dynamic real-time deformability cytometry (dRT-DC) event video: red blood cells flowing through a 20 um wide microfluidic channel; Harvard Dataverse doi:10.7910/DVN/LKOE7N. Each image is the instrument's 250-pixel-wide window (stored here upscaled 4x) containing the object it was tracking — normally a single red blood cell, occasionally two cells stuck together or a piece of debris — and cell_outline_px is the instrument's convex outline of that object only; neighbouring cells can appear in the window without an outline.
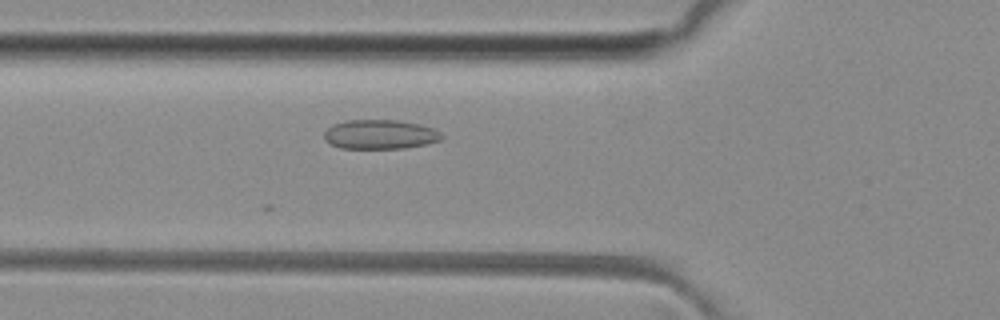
{"species": "common noctule bat (a hibernating species)", "species_latin": "Nyctalus noctula", "temperature_condition": "room temperature", "stored_images_in_passage": 34, "camera_frame_rate_fps": 3000, "um_per_image_px": 0.085, "animal": {"sex": "female", "body_mass_g": 29.2, "forearm_length_mm": 56.3}, "frame": {"image": 1, "passage_image": 18, "time_ms": 5.667, "image_size_px": [1000, 320], "cell_outline_px": [[444, 136], [440, 140], [428, 144], [404, 148], [340, 148], [324, 140], [324, 132], [332, 124], [344, 120], [396, 120], [420, 124], [432, 128], [440, 132]], "centroid_in_image_um": [32.3, 11.42], "position_along_channel_um": 93.5, "area_um2": 20.17}}
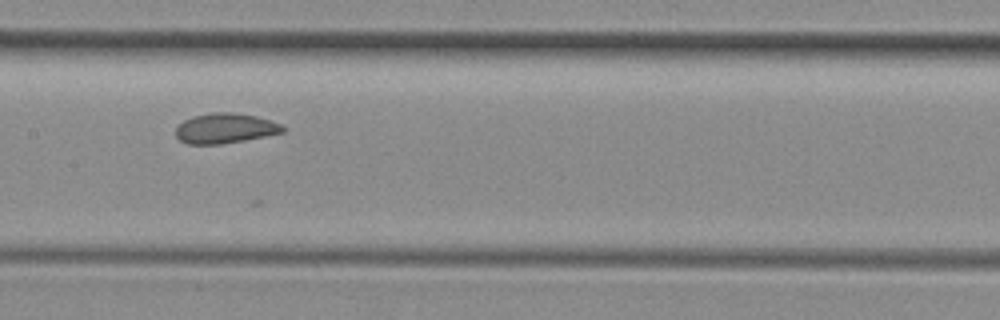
{"frame": {"image": 2, "passage_image": 25, "time_ms": 8.0, "image_size_px": [1000, 320], "cell_outline_px": [[288, 128], [284, 132], [244, 140], [220, 144], [188, 144], [180, 140], [176, 136], [176, 128], [184, 120], [192, 116], [212, 112], [232, 112], [256, 116], [272, 120]], "centroid_in_image_um": [19.16, 10.9], "position_along_channel_um": 188.2, "area_um2": 18.79}}
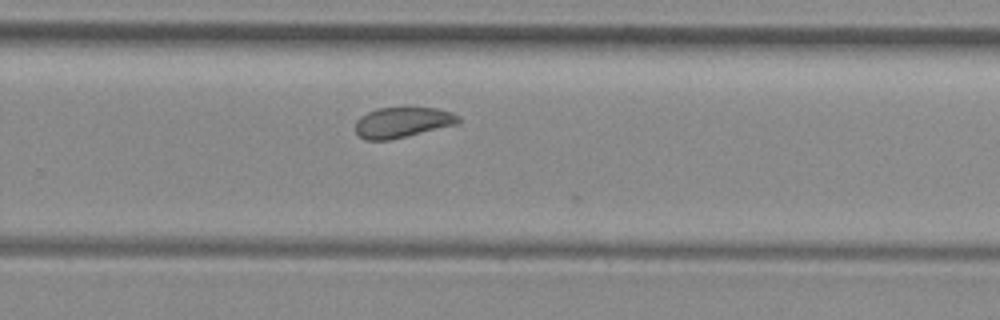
{"frame": {"image": 3, "passage_image": 33, "time_ms": 10.667, "image_size_px": [1000, 320], "cell_outline_px": [[460, 120], [456, 124], [388, 140], [364, 140], [356, 132], [356, 120], [360, 116], [376, 108], [440, 108], [452, 112], [460, 116]], "centroid_in_image_um": [34.19, 10.39], "position_along_channel_um": 295.6, "area_um2": 18.09}}